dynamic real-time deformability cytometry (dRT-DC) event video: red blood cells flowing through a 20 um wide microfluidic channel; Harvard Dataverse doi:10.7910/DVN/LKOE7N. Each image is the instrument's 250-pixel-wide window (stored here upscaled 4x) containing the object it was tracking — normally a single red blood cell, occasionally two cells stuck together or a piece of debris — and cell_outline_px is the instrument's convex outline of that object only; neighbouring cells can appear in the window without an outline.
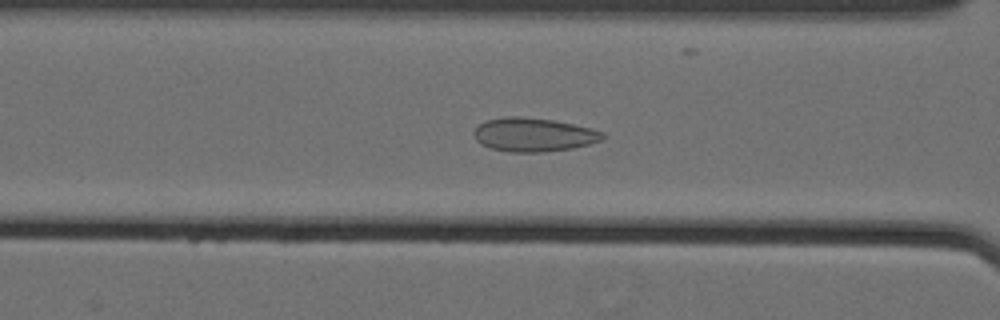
{"species": "Egyptian fruit bat (a non-hibernating species)", "species_latin": "Rousettus aegyptiacus", "temperature_condition": "cold", "stored_images_in_passage": 61, "camera_frame_rate_fps": 3000, "um_per_image_px": 0.085, "animal": {"sex": "female"}, "frame": {"image": 1, "passage_image": 28, "time_ms": 9.0, "image_size_px": [1000, 320], "cell_outline_px": [[604, 140], [572, 148], [540, 152], [508, 152], [492, 148], [480, 144], [476, 140], [472, 132], [484, 120], [504, 116], [520, 116], [552, 120], [592, 128], [604, 132]], "centroid_in_image_um": [45.33, 11.44], "position_along_channel_um": 121.3, "area_um2": 25.37}}
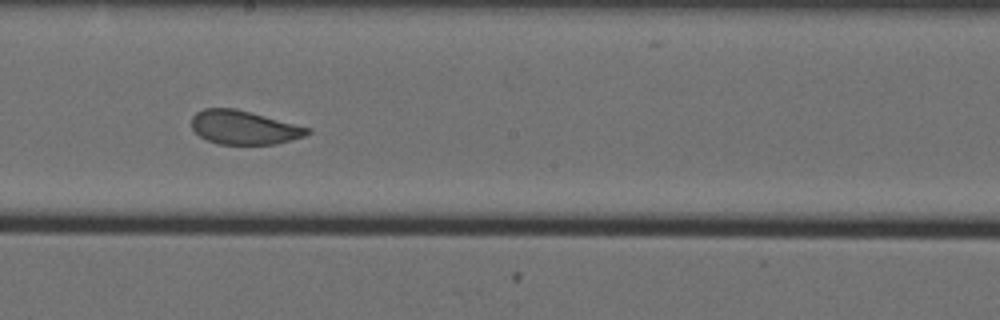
{"frame": {"image": 2, "passage_image": 37, "time_ms": 12.0, "image_size_px": [1000, 320], "cell_outline_px": [[312, 132], [304, 136], [276, 144], [220, 144], [208, 140], [200, 136], [192, 128], [192, 116], [196, 112], [204, 108], [236, 108], [312, 128]], "centroid_in_image_um": [20.76, 10.82], "position_along_channel_um": 227.4, "area_um2": 22.83}}
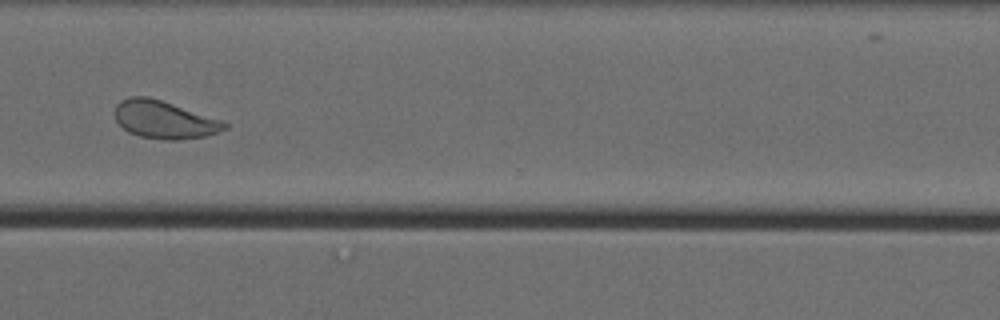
{"frame": {"image": 3, "passage_image": 48, "time_ms": 15.667, "image_size_px": [1000, 320], "cell_outline_px": [[228, 128], [220, 132], [204, 136], [176, 140], [168, 140], [140, 136], [128, 132], [116, 120], [116, 104], [120, 100], [132, 96], [148, 96], [224, 120], [228, 124]], "centroid_in_image_um": [14.0, 10.17], "position_along_channel_um": 356.6, "area_um2": 24.1}}